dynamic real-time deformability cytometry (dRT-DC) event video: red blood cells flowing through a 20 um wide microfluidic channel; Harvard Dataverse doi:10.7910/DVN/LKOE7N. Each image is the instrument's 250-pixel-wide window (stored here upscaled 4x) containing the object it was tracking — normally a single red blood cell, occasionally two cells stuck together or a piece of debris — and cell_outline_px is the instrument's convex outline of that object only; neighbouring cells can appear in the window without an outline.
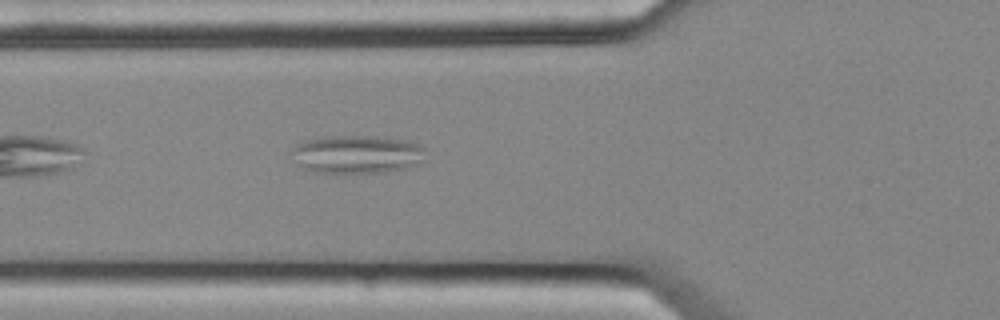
{"species": "common noctule bat (a hibernating species)", "species_latin": "Nyctalus noctula", "temperature_condition": "cold", "stored_images_in_passage": 5, "camera_frame_rate_fps": 3000, "um_per_image_px": 0.085, "animal": {"sex": "female", "body_mass_g": 25.1}, "frame": {"image": 1, "passage_image": 5, "time_ms": 1.333, "image_size_px": [1000, 320], "cell_outline_px": [[428, 160], [404, 168], [384, 172], [316, 172], [304, 168], [288, 152], [296, 144], [304, 140], [320, 136], [372, 136], [408, 140], [420, 144], [424, 148]], "centroid_in_image_um": [30.36, 13.09], "position_along_channel_um": 95.4, "area_um2": 30.06}}